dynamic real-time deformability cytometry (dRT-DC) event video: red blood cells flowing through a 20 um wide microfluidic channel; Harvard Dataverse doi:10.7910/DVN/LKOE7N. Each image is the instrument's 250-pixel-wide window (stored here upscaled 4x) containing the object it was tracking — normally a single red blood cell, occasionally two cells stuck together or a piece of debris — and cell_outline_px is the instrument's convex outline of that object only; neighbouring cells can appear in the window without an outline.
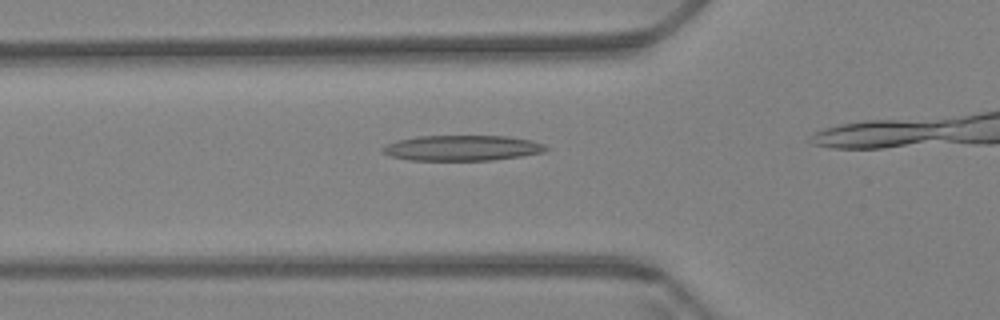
{"species": "Egyptian fruit bat (a non-hibernating species)", "species_latin": "Rousettus aegyptiacus", "temperature_condition": "warm", "stored_images_in_passage": 26, "camera_frame_rate_fps": 3000, "um_per_image_px": 0.085, "animal": {"sex": "female"}, "frame": {"image": 1, "passage_image": 14, "time_ms": 4.333, "image_size_px": [1000, 320], "cell_outline_px": [[548, 148], [544, 152], [520, 156], [492, 160], [408, 160], [392, 156], [380, 152], [380, 148], [396, 140], [420, 136], [508, 136], [532, 140], [544, 144]], "centroid_in_image_um": [39.27, 12.57], "position_along_channel_um": 86.5, "area_um2": 24.22}}
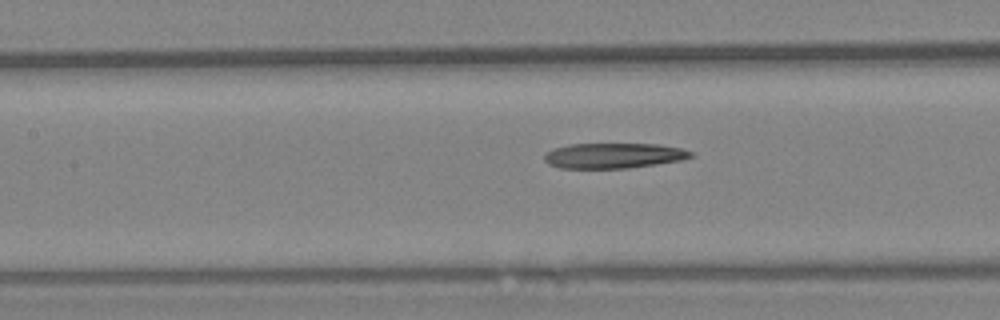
{"frame": {"image": 2, "passage_image": 20, "time_ms": 6.333, "image_size_px": [1000, 320], "cell_outline_px": [[696, 156], [680, 160], [656, 164], [628, 168], [560, 168], [548, 164], [544, 160], [544, 156], [548, 152], [556, 148], [568, 144], [660, 144], [680, 148], [692, 152]], "centroid_in_image_um": [52.18, 13.23], "position_along_channel_um": 155.2, "area_um2": 21.5}}
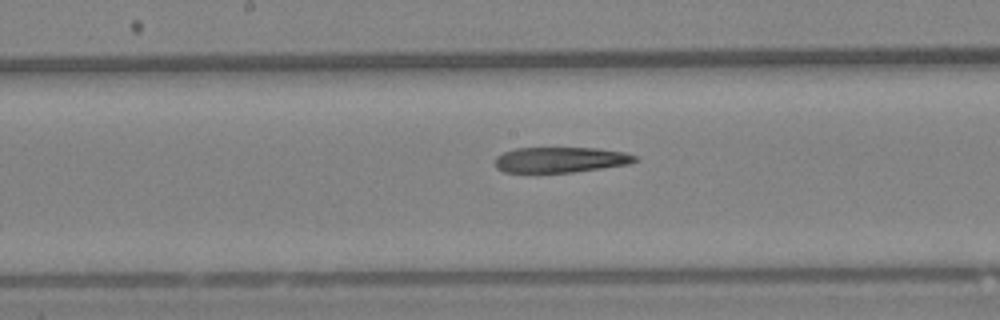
{"frame": {"image": 3, "passage_image": 24, "time_ms": 7.667, "image_size_px": [1000, 320], "cell_outline_px": [[640, 160], [628, 164], [572, 172], [504, 172], [496, 168], [496, 156], [504, 152], [516, 148], [596, 148], [624, 152], [636, 156]], "centroid_in_image_um": [47.65, 13.57], "position_along_channel_um": 200.6, "area_um2": 20.63}}